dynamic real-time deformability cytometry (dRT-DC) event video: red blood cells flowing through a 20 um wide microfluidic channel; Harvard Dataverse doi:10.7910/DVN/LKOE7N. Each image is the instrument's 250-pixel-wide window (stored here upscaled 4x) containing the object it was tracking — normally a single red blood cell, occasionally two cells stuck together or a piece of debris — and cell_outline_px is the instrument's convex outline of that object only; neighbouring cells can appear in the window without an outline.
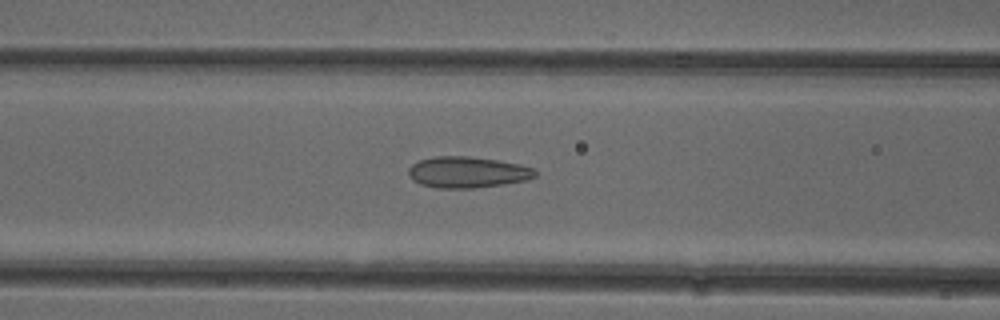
{"species": "common noctule bat (a hibernating species)", "species_latin": "Nyctalus noctula", "temperature_condition": "cold", "stored_images_in_passage": 40, "camera_frame_rate_fps": 3000, "um_per_image_px": 0.085, "animal": {"sex": "female"}, "frame": {"image": 1, "passage_image": 9, "time_ms": 2.667, "image_size_px": [1000, 320], "cell_outline_px": [[536, 176], [528, 180], [504, 184], [472, 188], [436, 188], [420, 184], [412, 180], [408, 176], [408, 168], [412, 164], [420, 160], [432, 156], [468, 156], [496, 160], [520, 164], [532, 168], [536, 172]], "centroid_in_image_um": [39.7, 14.64], "position_along_channel_um": 126.9, "area_um2": 23.12}}
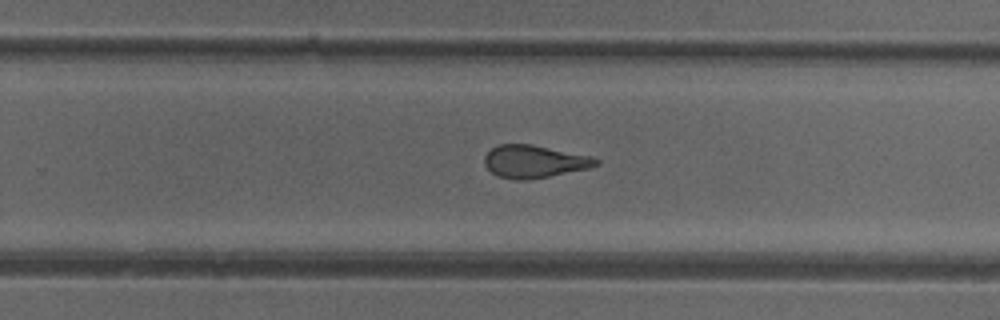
{"frame": {"image": 2, "passage_image": 21, "time_ms": 6.667, "image_size_px": [1000, 320], "cell_outline_px": [[600, 164], [588, 168], [528, 180], [516, 180], [496, 176], [484, 164], [484, 156], [496, 144], [532, 144], [592, 156], [600, 160]], "centroid_in_image_um": [45.4, 13.72], "position_along_channel_um": 284.4, "area_um2": 21.27}}
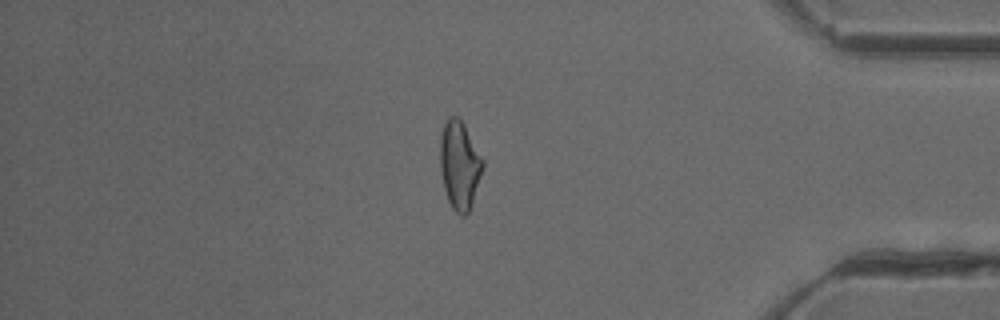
{"frame": {"image": 3, "passage_image": 32, "time_ms": 10.333, "image_size_px": [1000, 320], "cell_outline_px": [[484, 164], [472, 204], [468, 212], [464, 216], [460, 216], [452, 208], [448, 200], [444, 188], [440, 168], [440, 136], [444, 124], [448, 116], [456, 116], [464, 124], [484, 160]], "centroid_in_image_um": [39.06, 14.03], "position_along_channel_um": 396.1, "area_um2": 21.91}, "authors_computed_cell_mechanics": {"area_um2": 21.8484, "velocity_mm_per_s": 3.9447, "shape_relaxation_time_tau1_ms": null, "shape_relaxation_time_tau2_ms": 1.7486, "deformation_change_tau1": null, "deformation_change_tau2": 0.1072}}